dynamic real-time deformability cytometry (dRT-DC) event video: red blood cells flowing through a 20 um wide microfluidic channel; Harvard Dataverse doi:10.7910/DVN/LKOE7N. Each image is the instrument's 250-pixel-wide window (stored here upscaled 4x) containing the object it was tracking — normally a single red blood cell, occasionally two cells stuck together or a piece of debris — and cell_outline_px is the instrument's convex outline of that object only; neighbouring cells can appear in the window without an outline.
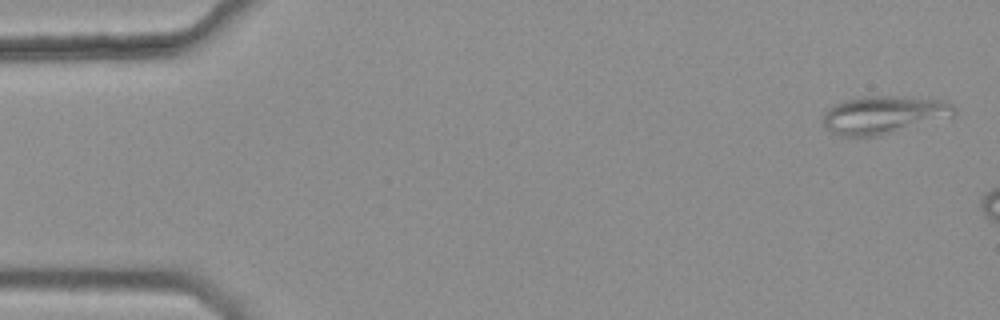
{"species": "common noctule bat (a hibernating species)", "species_latin": "Nyctalus noctula", "temperature_condition": "warm", "stored_images_in_passage": 4, "camera_frame_rate_fps": 3000, "um_per_image_px": 0.085, "animal": {"sex": "female", "body_mass_g": 25.1}, "frame": {"image": 1, "passage_image": 1, "time_ms": 0.0, "image_size_px": [1000, 320], "cell_outline_px": [[956, 112], [952, 116], [880, 136], [844, 136], [832, 132], [824, 124], [824, 112], [828, 108], [836, 104], [848, 100], [864, 96], [912, 96], [948, 100], [956, 108]], "centroid_in_image_um": [75.18, 9.74], "position_along_channel_um": 9.8, "area_um2": 28.96}}